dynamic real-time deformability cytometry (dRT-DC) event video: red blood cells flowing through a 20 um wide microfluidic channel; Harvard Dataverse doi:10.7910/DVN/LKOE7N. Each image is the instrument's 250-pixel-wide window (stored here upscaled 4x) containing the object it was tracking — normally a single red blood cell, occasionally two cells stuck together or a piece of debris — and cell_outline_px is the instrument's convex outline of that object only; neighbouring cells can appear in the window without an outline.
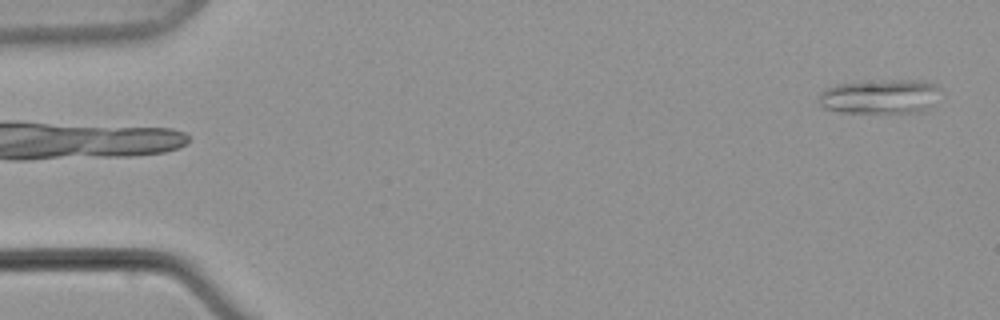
{"species": "common noctule bat (a hibernating species)", "species_latin": "Nyctalus noctula", "temperature_condition": "warm", "stored_images_in_passage": 2, "camera_frame_rate_fps": 3000, "um_per_image_px": 0.085, "animal": {"sex": "male", "body_mass_g": 21.5, "forearm_length_mm": 52.0}, "frame": {"image": 1, "passage_image": 2, "time_ms": 2.0, "image_size_px": [1000, 320], "cell_outline_px": [[940, 88], [936, 104], [928, 112], [840, 112], [824, 108], [820, 104], [820, 92], [824, 88], [836, 84], [860, 80], [924, 80], [936, 84]], "centroid_in_image_um": [74.86, 8.19], "position_along_channel_um": 10.1, "area_um2": 25.14}}